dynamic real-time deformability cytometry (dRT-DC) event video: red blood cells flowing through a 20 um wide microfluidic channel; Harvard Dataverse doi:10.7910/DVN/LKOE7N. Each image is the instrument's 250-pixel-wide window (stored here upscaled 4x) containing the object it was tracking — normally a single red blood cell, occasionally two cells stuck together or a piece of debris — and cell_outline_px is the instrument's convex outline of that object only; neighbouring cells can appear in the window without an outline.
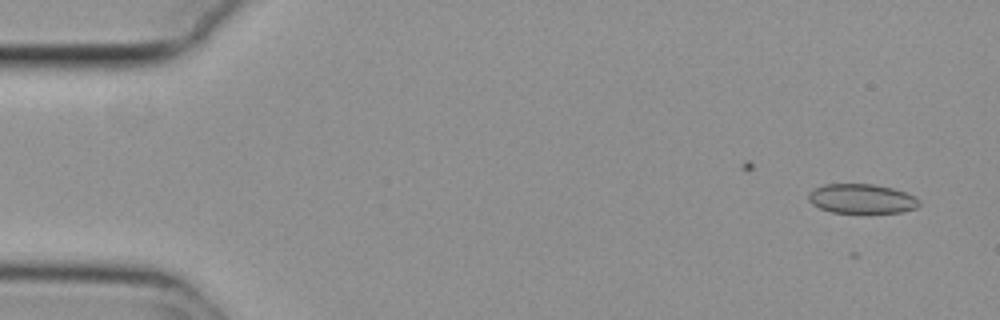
{"species": "common noctule bat (a hibernating species)", "species_latin": "Nyctalus noctula", "temperature_condition": "cold", "stored_images_in_passage": 10, "camera_frame_rate_fps": 3000, "um_per_image_px": 0.085, "animal": {"sex": "female", "body_mass_g": 29.2, "forearm_length_mm": 56.3}, "frame": {"image": 1, "passage_image": 2, "time_ms": 0.333, "image_size_px": [1000, 320], "cell_outline_px": [[920, 204], [916, 208], [900, 212], [832, 212], [820, 208], [812, 204], [808, 200], [808, 192], [812, 188], [824, 184], [872, 184], [892, 188], [916, 196], [920, 200]], "centroid_in_image_um": [73.22, 16.88], "position_along_channel_um": 11.8, "area_um2": 19.02}}